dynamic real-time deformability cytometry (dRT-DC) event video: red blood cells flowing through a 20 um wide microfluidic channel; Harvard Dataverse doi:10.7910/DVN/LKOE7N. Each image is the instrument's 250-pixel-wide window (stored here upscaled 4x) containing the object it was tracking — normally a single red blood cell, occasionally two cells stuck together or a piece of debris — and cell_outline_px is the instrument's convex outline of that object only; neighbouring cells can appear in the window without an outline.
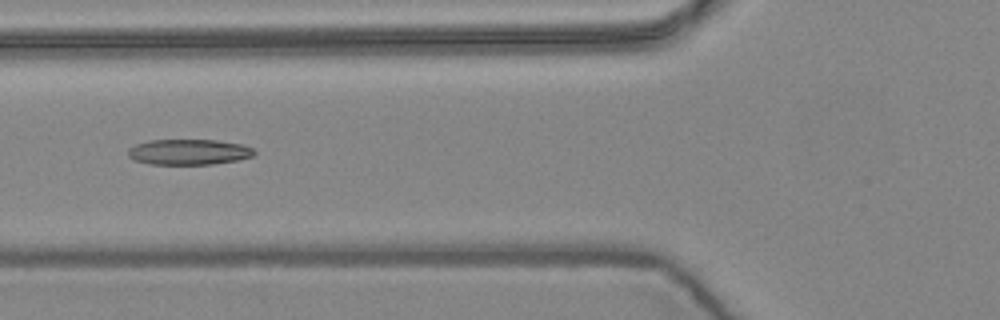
{"species": "common noctule bat (a hibernating species)", "species_latin": "Nyctalus noctula", "temperature_condition": "warm", "stored_images_in_passage": 10, "camera_frame_rate_fps": 3000, "um_per_image_px": 0.085, "animal": {"sex": "female", "body_mass_g": 24.6, "forearm_length_mm": 56.2}, "frame": {"image": 1, "passage_image": 6, "time_ms": 1.667, "image_size_px": [1000, 320], "cell_outline_px": [[256, 152], [252, 156], [236, 160], [212, 164], [148, 164], [132, 160], [128, 156], [128, 148], [136, 144], [148, 140], [216, 140], [244, 144], [252, 148]], "centroid_in_image_um": [16.01, 12.91], "position_along_channel_um": 109.8, "area_um2": 18.9}}
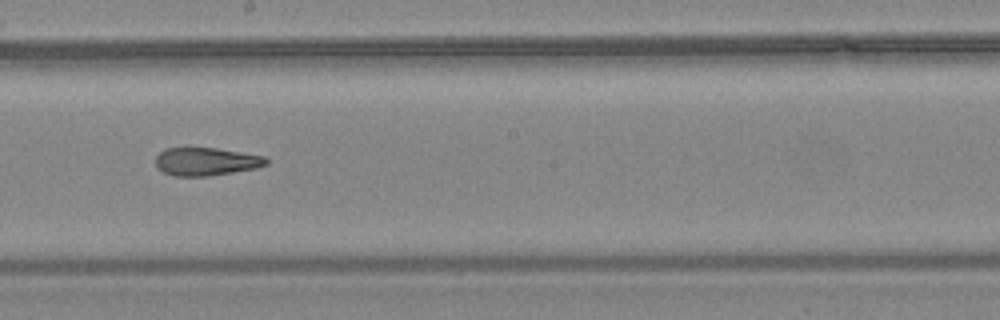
{"frame": {"image": 2, "passage_image": 9, "time_ms": 2.667, "image_size_px": [1000, 320], "cell_outline_px": [[268, 164], [256, 168], [208, 176], [172, 176], [156, 168], [156, 156], [164, 148], [216, 148], [264, 156], [268, 160]], "centroid_in_image_um": [17.49, 13.73], "position_along_channel_um": 230.7, "area_um2": 18.03}}
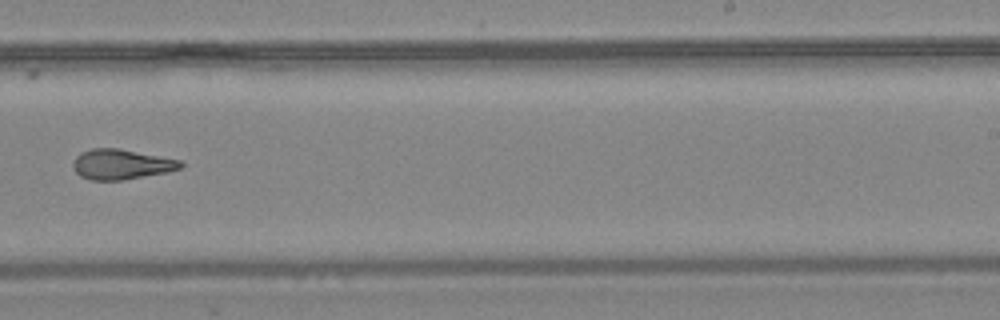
{"frame": {"image": 3, "passage_image": 10, "time_ms": 3.0, "image_size_px": [1000, 320], "cell_outline_px": [[184, 164], [180, 168], [168, 172], [124, 180], [92, 180], [80, 176], [72, 168], [72, 164], [76, 156], [80, 152], [92, 148], [120, 148], [180, 160]], "centroid_in_image_um": [10.29, 13.96], "position_along_channel_um": 278.7, "area_um2": 19.02}}